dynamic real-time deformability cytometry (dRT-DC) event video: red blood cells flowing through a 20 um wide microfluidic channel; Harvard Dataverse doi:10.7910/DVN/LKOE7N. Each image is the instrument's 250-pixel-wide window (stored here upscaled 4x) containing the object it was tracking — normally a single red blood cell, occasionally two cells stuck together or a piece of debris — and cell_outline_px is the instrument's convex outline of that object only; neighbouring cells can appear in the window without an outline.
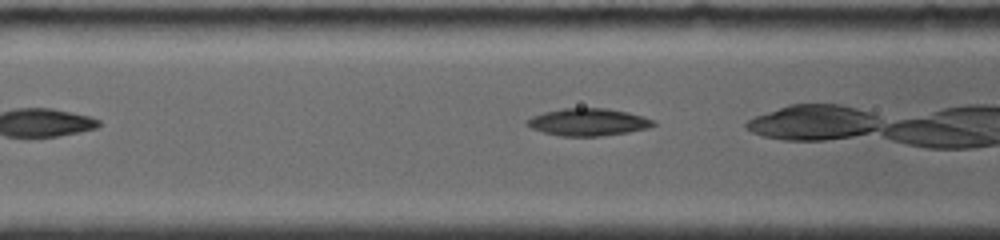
{"species": "common noctule bat (a hibernating species)", "species_latin": "Nyctalus noctula", "temperature_condition": "room temperature", "stored_images_in_passage": 6, "segment_of_instrument_passage": [2, 2], "camera_frame_rate_fps": 4000, "um_per_image_px": 0.085, "animal": {"sex": "female", "body_mass_g": 19.0, "forearm_length_mm": 56.7}, "frame": {"image": 1, "passage_image": 6, "time_ms": 3.75, "image_size_px": [1000, 240], "cell_outline_px": [[656, 124], [648, 128], [628, 132], [600, 136], [560, 136], [544, 132], [532, 128], [524, 124], [524, 120], [532, 116], [544, 112], [564, 108], [604, 108], [628, 112], [652, 120]], "centroid_in_image_um": [49.93, 10.38], "position_along_channel_um": 116.7, "area_um2": 20.0}}